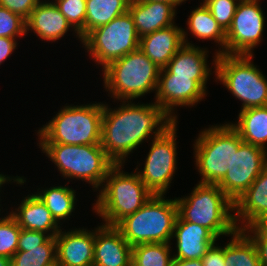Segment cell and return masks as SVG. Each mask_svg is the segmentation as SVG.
<instances>
[{
  "label": "cell",
  "instance_id": "cell-22",
  "mask_svg": "<svg viewBox=\"0 0 267 266\" xmlns=\"http://www.w3.org/2000/svg\"><path fill=\"white\" fill-rule=\"evenodd\" d=\"M70 27L65 16L52 1H40L26 20V31L33 30L44 41L59 40Z\"/></svg>",
  "mask_w": 267,
  "mask_h": 266
},
{
  "label": "cell",
  "instance_id": "cell-12",
  "mask_svg": "<svg viewBox=\"0 0 267 266\" xmlns=\"http://www.w3.org/2000/svg\"><path fill=\"white\" fill-rule=\"evenodd\" d=\"M265 18L258 1L240 0L226 31L225 54L253 56L264 30Z\"/></svg>",
  "mask_w": 267,
  "mask_h": 266
},
{
  "label": "cell",
  "instance_id": "cell-37",
  "mask_svg": "<svg viewBox=\"0 0 267 266\" xmlns=\"http://www.w3.org/2000/svg\"><path fill=\"white\" fill-rule=\"evenodd\" d=\"M40 0H0V6L27 20Z\"/></svg>",
  "mask_w": 267,
  "mask_h": 266
},
{
  "label": "cell",
  "instance_id": "cell-24",
  "mask_svg": "<svg viewBox=\"0 0 267 266\" xmlns=\"http://www.w3.org/2000/svg\"><path fill=\"white\" fill-rule=\"evenodd\" d=\"M236 123L230 125L239 133L243 142L267 150V106L240 110Z\"/></svg>",
  "mask_w": 267,
  "mask_h": 266
},
{
  "label": "cell",
  "instance_id": "cell-3",
  "mask_svg": "<svg viewBox=\"0 0 267 266\" xmlns=\"http://www.w3.org/2000/svg\"><path fill=\"white\" fill-rule=\"evenodd\" d=\"M175 200L178 215L184 221L209 229L217 238L232 236L238 230L231 214L234 202L217 184L198 183L191 195Z\"/></svg>",
  "mask_w": 267,
  "mask_h": 266
},
{
  "label": "cell",
  "instance_id": "cell-9",
  "mask_svg": "<svg viewBox=\"0 0 267 266\" xmlns=\"http://www.w3.org/2000/svg\"><path fill=\"white\" fill-rule=\"evenodd\" d=\"M196 166L202 178L199 183L218 184L226 175L233 152L243 142L230 125H216L204 129L195 140Z\"/></svg>",
  "mask_w": 267,
  "mask_h": 266
},
{
  "label": "cell",
  "instance_id": "cell-11",
  "mask_svg": "<svg viewBox=\"0 0 267 266\" xmlns=\"http://www.w3.org/2000/svg\"><path fill=\"white\" fill-rule=\"evenodd\" d=\"M175 121L160 136L153 138L143 171L136 173L154 195H164L177 169Z\"/></svg>",
  "mask_w": 267,
  "mask_h": 266
},
{
  "label": "cell",
  "instance_id": "cell-7",
  "mask_svg": "<svg viewBox=\"0 0 267 266\" xmlns=\"http://www.w3.org/2000/svg\"><path fill=\"white\" fill-rule=\"evenodd\" d=\"M39 146L58 167L63 177L85 180L96 190L102 186L108 171L115 165L101 144H40Z\"/></svg>",
  "mask_w": 267,
  "mask_h": 266
},
{
  "label": "cell",
  "instance_id": "cell-27",
  "mask_svg": "<svg viewBox=\"0 0 267 266\" xmlns=\"http://www.w3.org/2000/svg\"><path fill=\"white\" fill-rule=\"evenodd\" d=\"M231 238L224 246L225 266H261L256 245L243 230Z\"/></svg>",
  "mask_w": 267,
  "mask_h": 266
},
{
  "label": "cell",
  "instance_id": "cell-36",
  "mask_svg": "<svg viewBox=\"0 0 267 266\" xmlns=\"http://www.w3.org/2000/svg\"><path fill=\"white\" fill-rule=\"evenodd\" d=\"M50 238V234L21 228L17 251H26V248L39 247Z\"/></svg>",
  "mask_w": 267,
  "mask_h": 266
},
{
  "label": "cell",
  "instance_id": "cell-2",
  "mask_svg": "<svg viewBox=\"0 0 267 266\" xmlns=\"http://www.w3.org/2000/svg\"><path fill=\"white\" fill-rule=\"evenodd\" d=\"M121 169L122 164H115L108 171L93 207L107 226H116L126 216L139 210L154 195L137 173L129 174Z\"/></svg>",
  "mask_w": 267,
  "mask_h": 266
},
{
  "label": "cell",
  "instance_id": "cell-28",
  "mask_svg": "<svg viewBox=\"0 0 267 266\" xmlns=\"http://www.w3.org/2000/svg\"><path fill=\"white\" fill-rule=\"evenodd\" d=\"M68 186H53L37 192L38 198L46 205L58 224L60 220L67 219L74 211L76 194Z\"/></svg>",
  "mask_w": 267,
  "mask_h": 266
},
{
  "label": "cell",
  "instance_id": "cell-38",
  "mask_svg": "<svg viewBox=\"0 0 267 266\" xmlns=\"http://www.w3.org/2000/svg\"><path fill=\"white\" fill-rule=\"evenodd\" d=\"M212 245L202 257L203 266H225L224 247Z\"/></svg>",
  "mask_w": 267,
  "mask_h": 266
},
{
  "label": "cell",
  "instance_id": "cell-33",
  "mask_svg": "<svg viewBox=\"0 0 267 266\" xmlns=\"http://www.w3.org/2000/svg\"><path fill=\"white\" fill-rule=\"evenodd\" d=\"M27 33L26 20L0 6V37L16 39L17 36L22 37Z\"/></svg>",
  "mask_w": 267,
  "mask_h": 266
},
{
  "label": "cell",
  "instance_id": "cell-15",
  "mask_svg": "<svg viewBox=\"0 0 267 266\" xmlns=\"http://www.w3.org/2000/svg\"><path fill=\"white\" fill-rule=\"evenodd\" d=\"M55 241L57 266H93L95 230H60Z\"/></svg>",
  "mask_w": 267,
  "mask_h": 266
},
{
  "label": "cell",
  "instance_id": "cell-42",
  "mask_svg": "<svg viewBox=\"0 0 267 266\" xmlns=\"http://www.w3.org/2000/svg\"><path fill=\"white\" fill-rule=\"evenodd\" d=\"M0 266H11V259L0 256Z\"/></svg>",
  "mask_w": 267,
  "mask_h": 266
},
{
  "label": "cell",
  "instance_id": "cell-19",
  "mask_svg": "<svg viewBox=\"0 0 267 266\" xmlns=\"http://www.w3.org/2000/svg\"><path fill=\"white\" fill-rule=\"evenodd\" d=\"M173 238L177 242V253L173 259L184 260L202 259L218 239L209 229L184 221L179 215L175 221Z\"/></svg>",
  "mask_w": 267,
  "mask_h": 266
},
{
  "label": "cell",
  "instance_id": "cell-21",
  "mask_svg": "<svg viewBox=\"0 0 267 266\" xmlns=\"http://www.w3.org/2000/svg\"><path fill=\"white\" fill-rule=\"evenodd\" d=\"M207 53L206 49L184 44L168 62L165 69L173 77H190L206 91V83L211 75L207 65Z\"/></svg>",
  "mask_w": 267,
  "mask_h": 266
},
{
  "label": "cell",
  "instance_id": "cell-29",
  "mask_svg": "<svg viewBox=\"0 0 267 266\" xmlns=\"http://www.w3.org/2000/svg\"><path fill=\"white\" fill-rule=\"evenodd\" d=\"M11 266H57L55 237H50L39 247L17 251L11 258Z\"/></svg>",
  "mask_w": 267,
  "mask_h": 266
},
{
  "label": "cell",
  "instance_id": "cell-43",
  "mask_svg": "<svg viewBox=\"0 0 267 266\" xmlns=\"http://www.w3.org/2000/svg\"><path fill=\"white\" fill-rule=\"evenodd\" d=\"M12 177L10 178L9 176L6 177V175H2L0 174V187H2V185L8 181H11Z\"/></svg>",
  "mask_w": 267,
  "mask_h": 266
},
{
  "label": "cell",
  "instance_id": "cell-30",
  "mask_svg": "<svg viewBox=\"0 0 267 266\" xmlns=\"http://www.w3.org/2000/svg\"><path fill=\"white\" fill-rule=\"evenodd\" d=\"M170 243H147L132 247V262L137 266H171Z\"/></svg>",
  "mask_w": 267,
  "mask_h": 266
},
{
  "label": "cell",
  "instance_id": "cell-39",
  "mask_svg": "<svg viewBox=\"0 0 267 266\" xmlns=\"http://www.w3.org/2000/svg\"><path fill=\"white\" fill-rule=\"evenodd\" d=\"M17 47L16 39L0 37V65Z\"/></svg>",
  "mask_w": 267,
  "mask_h": 266
},
{
  "label": "cell",
  "instance_id": "cell-13",
  "mask_svg": "<svg viewBox=\"0 0 267 266\" xmlns=\"http://www.w3.org/2000/svg\"><path fill=\"white\" fill-rule=\"evenodd\" d=\"M267 166V150L242 142L233 152L224 178L217 184L235 202Z\"/></svg>",
  "mask_w": 267,
  "mask_h": 266
},
{
  "label": "cell",
  "instance_id": "cell-40",
  "mask_svg": "<svg viewBox=\"0 0 267 266\" xmlns=\"http://www.w3.org/2000/svg\"><path fill=\"white\" fill-rule=\"evenodd\" d=\"M171 266H203L202 259L184 260L173 259Z\"/></svg>",
  "mask_w": 267,
  "mask_h": 266
},
{
  "label": "cell",
  "instance_id": "cell-20",
  "mask_svg": "<svg viewBox=\"0 0 267 266\" xmlns=\"http://www.w3.org/2000/svg\"><path fill=\"white\" fill-rule=\"evenodd\" d=\"M176 6L168 2L130 0V12L137 34L141 38L174 24Z\"/></svg>",
  "mask_w": 267,
  "mask_h": 266
},
{
  "label": "cell",
  "instance_id": "cell-34",
  "mask_svg": "<svg viewBox=\"0 0 267 266\" xmlns=\"http://www.w3.org/2000/svg\"><path fill=\"white\" fill-rule=\"evenodd\" d=\"M240 0H208L204 5L209 9L213 18L226 32L235 15V11Z\"/></svg>",
  "mask_w": 267,
  "mask_h": 266
},
{
  "label": "cell",
  "instance_id": "cell-16",
  "mask_svg": "<svg viewBox=\"0 0 267 266\" xmlns=\"http://www.w3.org/2000/svg\"><path fill=\"white\" fill-rule=\"evenodd\" d=\"M235 210L234 221L238 230L267 222V166L250 187L234 202ZM237 221L239 223L241 221V227Z\"/></svg>",
  "mask_w": 267,
  "mask_h": 266
},
{
  "label": "cell",
  "instance_id": "cell-31",
  "mask_svg": "<svg viewBox=\"0 0 267 266\" xmlns=\"http://www.w3.org/2000/svg\"><path fill=\"white\" fill-rule=\"evenodd\" d=\"M21 228L15 218L9 214L0 219V256L9 259L17 252Z\"/></svg>",
  "mask_w": 267,
  "mask_h": 266
},
{
  "label": "cell",
  "instance_id": "cell-4",
  "mask_svg": "<svg viewBox=\"0 0 267 266\" xmlns=\"http://www.w3.org/2000/svg\"><path fill=\"white\" fill-rule=\"evenodd\" d=\"M103 109V103L65 106L39 129V144H100Z\"/></svg>",
  "mask_w": 267,
  "mask_h": 266
},
{
  "label": "cell",
  "instance_id": "cell-25",
  "mask_svg": "<svg viewBox=\"0 0 267 266\" xmlns=\"http://www.w3.org/2000/svg\"><path fill=\"white\" fill-rule=\"evenodd\" d=\"M130 0H86L84 28L78 33L80 41L93 29L108 24L128 11Z\"/></svg>",
  "mask_w": 267,
  "mask_h": 266
},
{
  "label": "cell",
  "instance_id": "cell-6",
  "mask_svg": "<svg viewBox=\"0 0 267 266\" xmlns=\"http://www.w3.org/2000/svg\"><path fill=\"white\" fill-rule=\"evenodd\" d=\"M102 71L105 89L120 101H133L157 90L160 69L139 48L109 63Z\"/></svg>",
  "mask_w": 267,
  "mask_h": 266
},
{
  "label": "cell",
  "instance_id": "cell-1",
  "mask_svg": "<svg viewBox=\"0 0 267 266\" xmlns=\"http://www.w3.org/2000/svg\"><path fill=\"white\" fill-rule=\"evenodd\" d=\"M121 102L114 110L104 104L100 144L115 164L123 165L126 157L144 140L160 136L175 121L155 102Z\"/></svg>",
  "mask_w": 267,
  "mask_h": 266
},
{
  "label": "cell",
  "instance_id": "cell-26",
  "mask_svg": "<svg viewBox=\"0 0 267 266\" xmlns=\"http://www.w3.org/2000/svg\"><path fill=\"white\" fill-rule=\"evenodd\" d=\"M187 22L188 29L193 36L201 40L213 39L221 46L220 49L216 51V54H225L226 32L213 18V15L204 4L201 3L200 7L191 11Z\"/></svg>",
  "mask_w": 267,
  "mask_h": 266
},
{
  "label": "cell",
  "instance_id": "cell-10",
  "mask_svg": "<svg viewBox=\"0 0 267 266\" xmlns=\"http://www.w3.org/2000/svg\"><path fill=\"white\" fill-rule=\"evenodd\" d=\"M140 37L129 11L108 24L91 30L82 44L98 65L105 68L109 63L139 48Z\"/></svg>",
  "mask_w": 267,
  "mask_h": 266
},
{
  "label": "cell",
  "instance_id": "cell-44",
  "mask_svg": "<svg viewBox=\"0 0 267 266\" xmlns=\"http://www.w3.org/2000/svg\"><path fill=\"white\" fill-rule=\"evenodd\" d=\"M128 266H137L136 264H134L132 261L129 263Z\"/></svg>",
  "mask_w": 267,
  "mask_h": 266
},
{
  "label": "cell",
  "instance_id": "cell-17",
  "mask_svg": "<svg viewBox=\"0 0 267 266\" xmlns=\"http://www.w3.org/2000/svg\"><path fill=\"white\" fill-rule=\"evenodd\" d=\"M182 28L172 25L142 36L139 49L159 68L163 69L177 51L185 45H193L186 39Z\"/></svg>",
  "mask_w": 267,
  "mask_h": 266
},
{
  "label": "cell",
  "instance_id": "cell-5",
  "mask_svg": "<svg viewBox=\"0 0 267 266\" xmlns=\"http://www.w3.org/2000/svg\"><path fill=\"white\" fill-rule=\"evenodd\" d=\"M163 197L153 195L139 210L115 226L132 247L147 243H170L172 240L178 207L175 199L165 200Z\"/></svg>",
  "mask_w": 267,
  "mask_h": 266
},
{
  "label": "cell",
  "instance_id": "cell-18",
  "mask_svg": "<svg viewBox=\"0 0 267 266\" xmlns=\"http://www.w3.org/2000/svg\"><path fill=\"white\" fill-rule=\"evenodd\" d=\"M132 261V246L115 226L95 229L93 266H128Z\"/></svg>",
  "mask_w": 267,
  "mask_h": 266
},
{
  "label": "cell",
  "instance_id": "cell-23",
  "mask_svg": "<svg viewBox=\"0 0 267 266\" xmlns=\"http://www.w3.org/2000/svg\"><path fill=\"white\" fill-rule=\"evenodd\" d=\"M10 214L23 229L46 234L50 231V237H55L61 230L46 205L33 193L25 197L20 206Z\"/></svg>",
  "mask_w": 267,
  "mask_h": 266
},
{
  "label": "cell",
  "instance_id": "cell-32",
  "mask_svg": "<svg viewBox=\"0 0 267 266\" xmlns=\"http://www.w3.org/2000/svg\"><path fill=\"white\" fill-rule=\"evenodd\" d=\"M54 3L78 36L84 28L86 0H55Z\"/></svg>",
  "mask_w": 267,
  "mask_h": 266
},
{
  "label": "cell",
  "instance_id": "cell-35",
  "mask_svg": "<svg viewBox=\"0 0 267 266\" xmlns=\"http://www.w3.org/2000/svg\"><path fill=\"white\" fill-rule=\"evenodd\" d=\"M243 231L255 243L261 266H267V222L251 225L243 229Z\"/></svg>",
  "mask_w": 267,
  "mask_h": 266
},
{
  "label": "cell",
  "instance_id": "cell-14",
  "mask_svg": "<svg viewBox=\"0 0 267 266\" xmlns=\"http://www.w3.org/2000/svg\"><path fill=\"white\" fill-rule=\"evenodd\" d=\"M206 95V91L190 77H173L165 68L160 69L155 103L174 121L173 107L194 106Z\"/></svg>",
  "mask_w": 267,
  "mask_h": 266
},
{
  "label": "cell",
  "instance_id": "cell-41",
  "mask_svg": "<svg viewBox=\"0 0 267 266\" xmlns=\"http://www.w3.org/2000/svg\"><path fill=\"white\" fill-rule=\"evenodd\" d=\"M149 1H157V2H168V3H172L175 6H179L181 5V3L185 2L186 0H149Z\"/></svg>",
  "mask_w": 267,
  "mask_h": 266
},
{
  "label": "cell",
  "instance_id": "cell-8",
  "mask_svg": "<svg viewBox=\"0 0 267 266\" xmlns=\"http://www.w3.org/2000/svg\"><path fill=\"white\" fill-rule=\"evenodd\" d=\"M253 56L215 53L216 79L242 101L241 110L267 106V77L251 62Z\"/></svg>",
  "mask_w": 267,
  "mask_h": 266
}]
</instances>
